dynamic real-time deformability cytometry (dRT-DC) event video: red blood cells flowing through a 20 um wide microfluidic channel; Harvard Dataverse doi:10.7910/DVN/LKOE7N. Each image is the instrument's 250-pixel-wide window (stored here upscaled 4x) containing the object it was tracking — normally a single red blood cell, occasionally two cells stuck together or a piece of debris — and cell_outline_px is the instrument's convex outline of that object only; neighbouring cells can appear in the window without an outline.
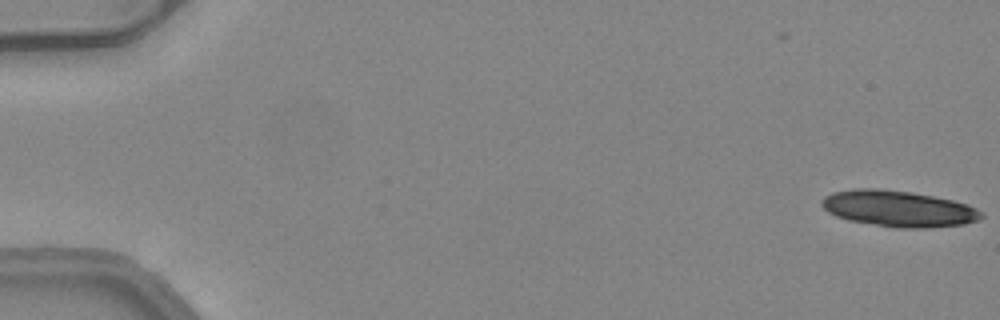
{"species": "common noctule bat (a hibernating species)", "species_latin": "Nyctalus noctula", "temperature_condition": "warm", "stored_images_in_passage": 21, "camera_frame_rate_fps": 3000, "um_per_image_px": 0.085, "animal": {"sex": "female", "body_mass_g": 24.6, "forearm_length_mm": 56.2}, "frame": {"image": 1, "passage_image": 1, "time_ms": 0.0, "image_size_px": [1000, 320], "cell_outline_px": [[984, 216], [976, 220], [964, 224], [928, 228], [896, 228], [848, 220], [836, 216], [828, 212], [820, 204], [820, 200], [824, 196], [832, 192], [856, 188], [876, 188], [912, 192], [952, 200], [976, 208]], "centroid_in_image_um": [76.31, 17.73], "position_along_channel_um": 8.7, "area_um2": 33.58}}
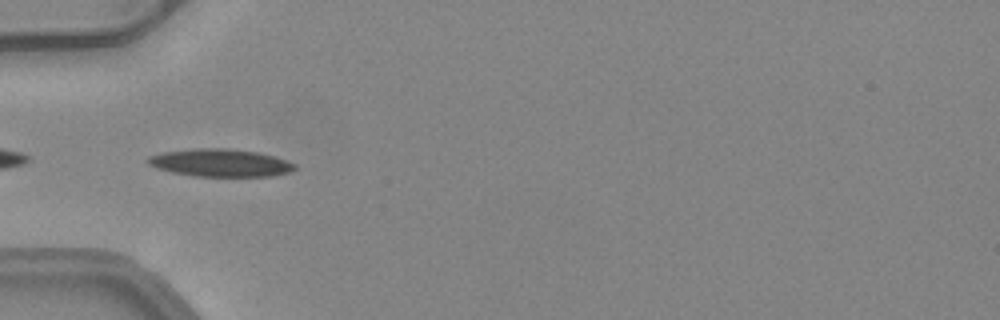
{"frame": {"image": 2, "passage_image": 18, "time_ms": 5.667, "image_size_px": [1000, 320], "cell_outline_px": [[296, 168], [288, 172], [272, 176], [192, 176], [172, 172], [156, 168], [148, 164], [144, 160], [148, 156], [164, 152], [196, 148], [228, 148], [256, 152], [272, 156], [296, 164]], "centroid_in_image_um": [18.67, 13.84], "position_along_channel_um": 66.3, "area_um2": 23.58}}